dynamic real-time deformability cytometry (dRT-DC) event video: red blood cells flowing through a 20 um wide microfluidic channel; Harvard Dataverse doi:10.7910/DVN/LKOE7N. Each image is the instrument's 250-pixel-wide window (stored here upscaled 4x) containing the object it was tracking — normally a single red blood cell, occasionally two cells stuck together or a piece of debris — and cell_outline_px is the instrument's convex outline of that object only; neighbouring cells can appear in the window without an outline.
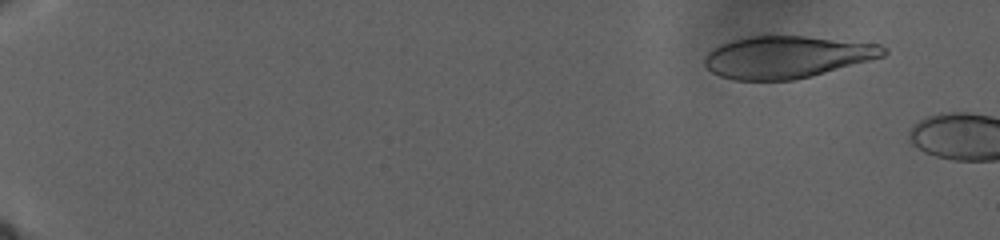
{"species": "human", "species_latin": "Homo sapiens", "temperature_condition": "warm", "stored_images_in_passage": 18, "camera_frame_rate_fps": 3000, "um_per_image_px": 0.085, "donor": {"sex": "male"}, "frame": {"image": 1, "passage_image": 1, "time_ms": 0.0, "image_size_px": [1000, 240], "cell_outline_px": [[888, 52], [884, 56], [824, 72], [792, 80], [732, 80], [720, 76], [712, 72], [704, 64], [704, 56], [712, 48], [720, 44], [732, 40], [748, 36], [808, 36], [880, 44], [888, 48]], "centroid_in_image_um": [66.85, 4.83], "position_along_channel_um": 18.1, "area_um2": 43.75}}